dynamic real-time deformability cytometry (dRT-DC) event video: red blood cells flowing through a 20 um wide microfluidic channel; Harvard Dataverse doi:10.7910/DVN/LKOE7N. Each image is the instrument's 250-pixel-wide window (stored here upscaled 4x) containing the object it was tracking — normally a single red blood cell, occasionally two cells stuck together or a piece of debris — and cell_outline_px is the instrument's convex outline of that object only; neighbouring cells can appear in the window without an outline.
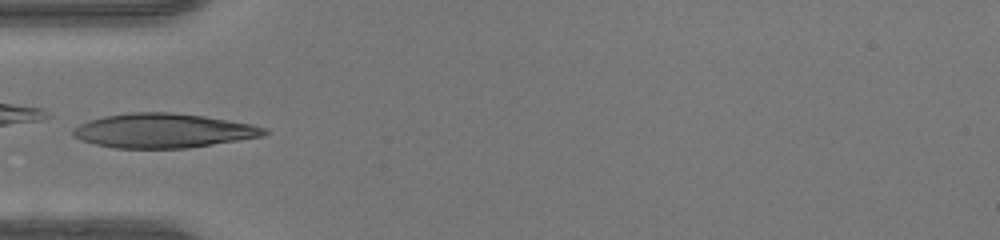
{"species": "human", "species_latin": "Homo sapiens", "temperature_condition": "warm", "stored_images_in_passage": 31, "camera_frame_rate_fps": 3000, "um_per_image_px": 0.085, "donor": {"sex": "female"}, "frame": {"image": 1, "passage_image": 1, "time_ms": 0.0, "image_size_px": [1000, 240], "cell_outline_px": [[268, 132], [264, 136], [188, 148], [116, 148], [96, 144], [80, 140], [72, 136], [72, 128], [88, 120], [104, 116], [132, 112], [172, 112], [204, 116], [252, 124], [264, 128]], "centroid_in_image_um": [13.84, 11.1], "position_along_channel_um": 71.2, "area_um2": 38.26}}
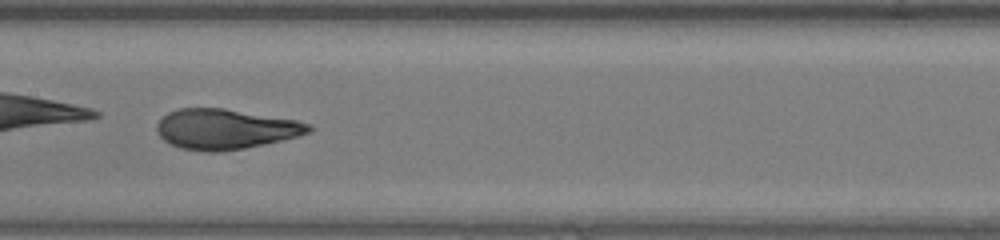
{"frame": {"image": 2, "passage_image": 9, "time_ms": 2.667, "image_size_px": [1000, 240], "cell_outline_px": [[312, 128], [308, 132], [296, 136], [264, 144], [244, 148], [220, 152], [204, 152], [180, 148], [164, 140], [156, 132], [156, 124], [168, 112], [180, 108], [224, 108], [296, 120], [312, 124]], "centroid_in_image_um": [19.12, 10.97], "position_along_channel_um": 188.3, "area_um2": 35.43}}
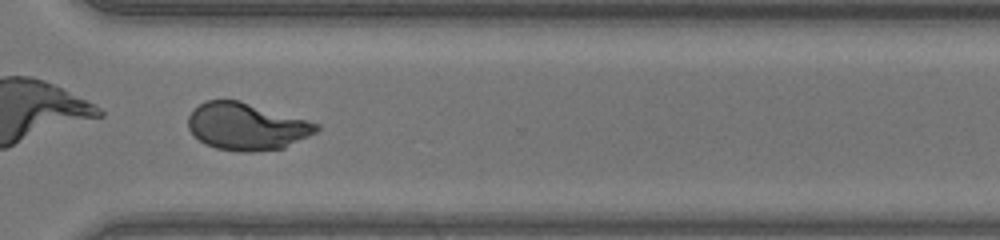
{"frame": {"image": 3, "passage_image": 20, "time_ms": 6.333, "image_size_px": [1000, 240], "cell_outline_px": [[320, 128], [316, 132], [284, 148], [252, 152], [240, 152], [216, 148], [204, 144], [188, 128], [188, 116], [200, 104], [208, 100], [236, 100], [320, 124]], "centroid_in_image_um": [20.95, 10.77], "position_along_channel_um": 349.6, "area_um2": 34.74}}